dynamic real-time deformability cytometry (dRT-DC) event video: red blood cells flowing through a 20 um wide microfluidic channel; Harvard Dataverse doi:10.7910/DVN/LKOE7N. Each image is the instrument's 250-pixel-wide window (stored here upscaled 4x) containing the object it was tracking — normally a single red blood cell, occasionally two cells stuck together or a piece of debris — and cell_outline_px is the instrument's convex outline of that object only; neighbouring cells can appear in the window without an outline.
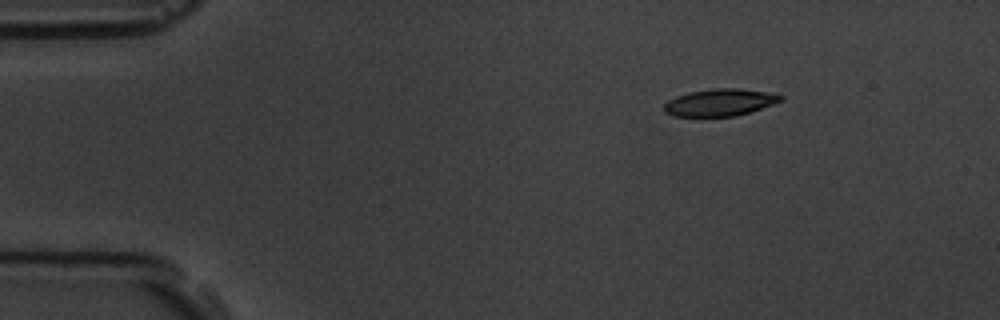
{"species": "common noctule bat (a hibernating species)", "species_latin": "Nyctalus noctula", "temperature_condition": "room temperature", "stored_images_in_passage": 5, "camera_frame_rate_fps": 3000, "um_per_image_px": 0.085, "animal": {"sex": "male", "body_mass_g": 19.5, "forearm_length_mm": 54.6}, "frame": {"image": 1, "passage_image": 1, "time_ms": 0.0, "image_size_px": [1000, 320], "cell_outline_px": [[784, 100], [736, 116], [672, 116], [664, 112], [664, 104], [668, 100], [676, 96], [688, 92], [712, 88], [736, 88], [776, 92], [784, 96]], "centroid_in_image_um": [61.21, 8.69], "position_along_channel_um": 23.8, "area_um2": 18.61}}
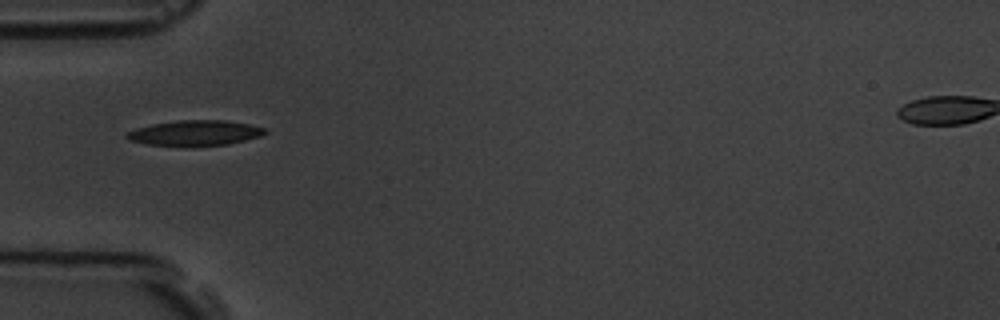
{"frame": {"image": 2, "passage_image": 4, "time_ms": 3.333, "image_size_px": [1000, 320], "cell_outline_px": [[268, 132], [260, 136], [228, 144], [148, 144], [128, 140], [124, 136], [124, 132], [136, 128], [152, 124], [180, 120], [224, 120], [248, 124], [268, 128]], "centroid_in_image_um": [16.57, 11.27], "position_along_channel_um": 68.4, "area_um2": 19.83}}
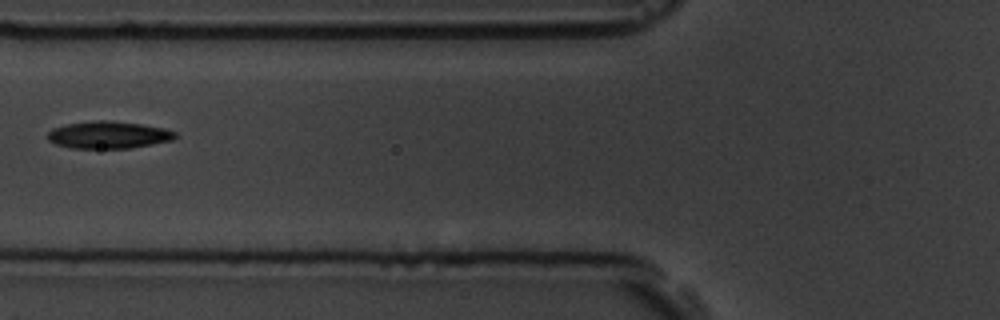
{"frame": {"image": 3, "passage_image": 5, "time_ms": 4.667, "image_size_px": [1000, 320], "cell_outline_px": [[176, 136], [172, 140], [132, 148], [72, 148], [56, 144], [48, 140], [48, 132], [52, 128], [68, 124], [96, 120], [108, 120], [140, 124], [164, 128], [176, 132]], "centroid_in_image_um": [9.21, 11.47], "position_along_channel_um": 116.6, "area_um2": 20.11}}